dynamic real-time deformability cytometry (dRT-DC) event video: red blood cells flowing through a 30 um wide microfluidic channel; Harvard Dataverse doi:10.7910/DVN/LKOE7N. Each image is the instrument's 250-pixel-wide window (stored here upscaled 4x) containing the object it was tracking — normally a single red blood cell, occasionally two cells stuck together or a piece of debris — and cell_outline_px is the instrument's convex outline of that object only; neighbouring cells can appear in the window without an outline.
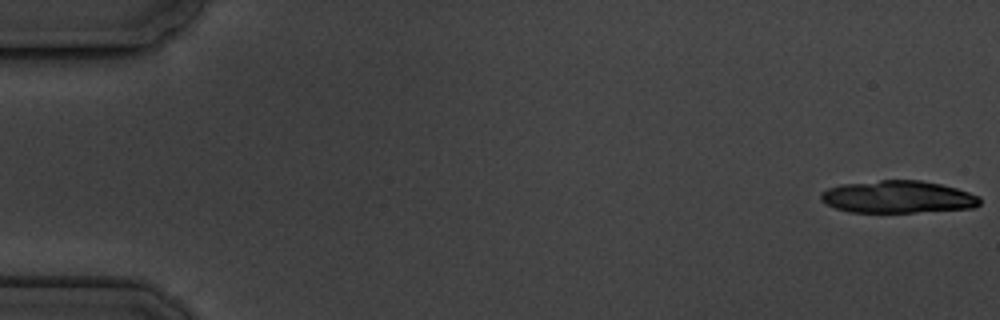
{"species": "common noctule bat (a hibernating species)", "species_latin": "Nyctalus noctula", "temperature_condition": "cold", "stored_images_in_passage": 6, "camera_frame_rate_fps": 3000, "um_per_image_px": 0.085, "animal": {"sex": "male", "body_mass_g": 19.5, "forearm_length_mm": 54.6}, "frame": {"image": 1, "passage_image": 1, "time_ms": 0.0, "image_size_px": [1000, 320], "cell_outline_px": [[980, 204], [976, 208], [916, 212], [848, 212], [836, 208], [820, 200], [820, 192], [828, 188], [840, 184], [880, 180], [920, 180], [940, 184], [956, 188], [980, 196]], "centroid_in_image_um": [76.31, 16.74], "position_along_channel_um": 8.7, "area_um2": 30.11}}